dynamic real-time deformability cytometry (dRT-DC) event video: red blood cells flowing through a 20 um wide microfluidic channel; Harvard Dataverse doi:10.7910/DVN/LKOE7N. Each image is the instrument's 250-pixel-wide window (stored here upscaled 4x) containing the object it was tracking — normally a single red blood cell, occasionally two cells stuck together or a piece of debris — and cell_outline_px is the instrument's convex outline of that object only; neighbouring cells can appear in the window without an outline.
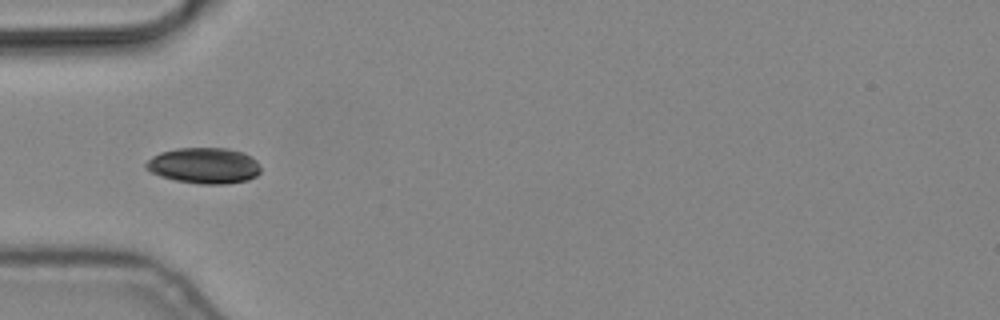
{"species": "common noctule bat (a hibernating species)", "species_latin": "Nyctalus noctula", "temperature_condition": "cold", "stored_images_in_passage": 11, "camera_frame_rate_fps": 3000, "um_per_image_px": 0.085, "animal": {"sex": "male", "body_mass_g": 19.2, "forearm_length_mm": 51.8}, "frame": {"image": 1, "passage_image": 5, "time_ms": 1.333, "image_size_px": [1000, 320], "cell_outline_px": [[260, 172], [256, 176], [248, 180], [224, 184], [200, 184], [176, 180], [160, 176], [144, 168], [144, 164], [152, 156], [160, 152], [176, 148], [228, 148], [240, 152], [256, 160], [260, 164]], "centroid_in_image_um": [17.33, 14.07], "position_along_channel_um": 67.7, "area_um2": 23.99}}
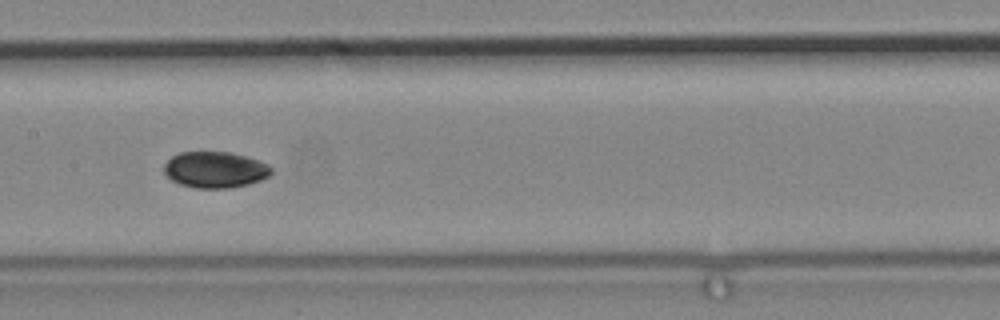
{"frame": {"image": 2, "passage_image": 8, "time_ms": 2.333, "image_size_px": [1000, 320], "cell_outline_px": [[272, 172], [268, 176], [260, 180], [248, 184], [232, 188], [196, 188], [180, 184], [172, 180], [164, 172], [164, 164], [172, 156], [180, 152], [232, 152], [248, 156], [260, 160], [268, 164], [272, 168]], "centroid_in_image_um": [18.31, 14.42], "position_along_channel_um": 189.1, "area_um2": 22.77}}
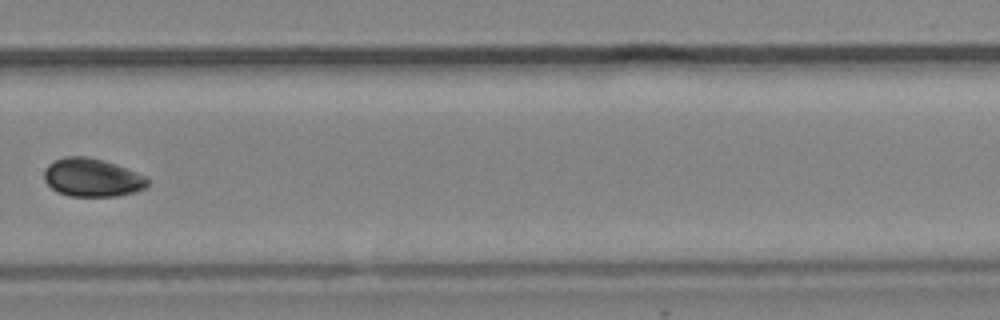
{"frame": {"image": 3, "passage_image": 11, "time_ms": 3.333, "image_size_px": [1000, 320], "cell_outline_px": [[148, 184], [144, 188], [136, 192], [116, 196], [68, 196], [56, 192], [44, 180], [44, 172], [48, 164], [64, 156], [88, 156], [116, 164], [148, 176]], "centroid_in_image_um": [7.84, 15.09], "position_along_channel_um": 322.0, "area_um2": 23.24}}